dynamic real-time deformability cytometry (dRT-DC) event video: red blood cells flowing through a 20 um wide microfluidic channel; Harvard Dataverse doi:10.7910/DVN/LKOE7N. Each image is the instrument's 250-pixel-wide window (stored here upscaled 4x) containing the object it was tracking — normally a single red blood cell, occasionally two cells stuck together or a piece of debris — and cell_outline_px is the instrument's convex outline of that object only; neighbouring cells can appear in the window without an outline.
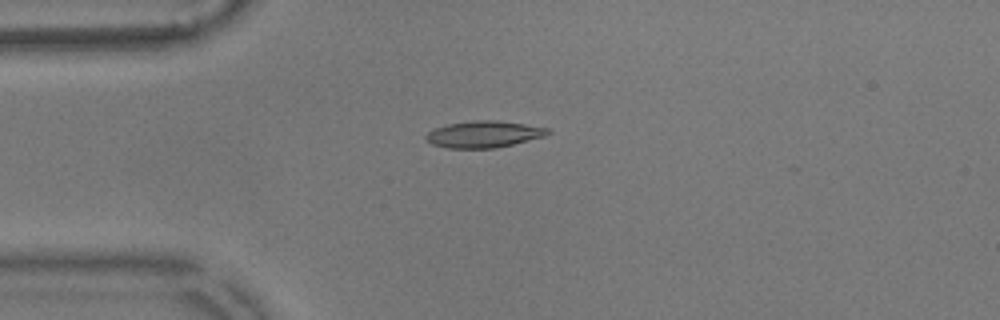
{"species": "common noctule bat (a hibernating species)", "species_latin": "Nyctalus noctula", "temperature_condition": "warm", "stored_images_in_passage": 37, "camera_frame_rate_fps": 3000, "um_per_image_px": 0.085, "animal": {"sex": "male", "body_mass_g": 17.9}, "frame": {"image": 1, "passage_image": 1, "time_ms": 0.0, "image_size_px": [1000, 320], "cell_outline_px": [[552, 132], [544, 136], [496, 148], [448, 148], [432, 144], [424, 136], [428, 132], [436, 128], [448, 124], [472, 120], [496, 120], [524, 124], [548, 128]], "centroid_in_image_um": [41.12, 11.4], "position_along_channel_um": 43.9, "area_um2": 18.73}}
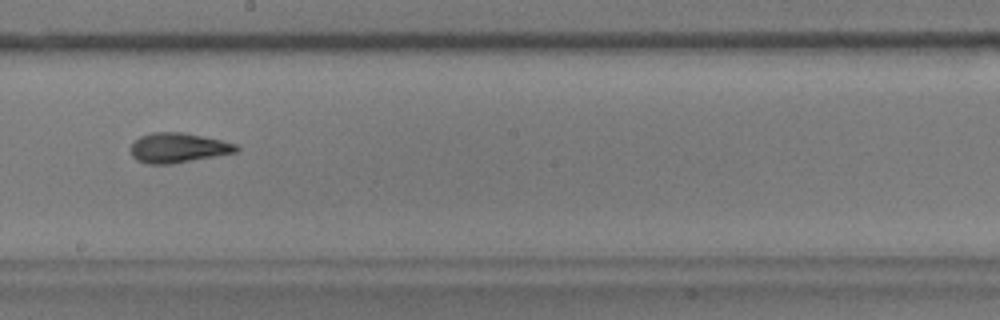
{"frame": {"image": 2, "passage_image": 18, "time_ms": 5.667, "image_size_px": [1000, 320], "cell_outline_px": [[240, 148], [236, 152], [172, 164], [148, 164], [136, 160], [132, 156], [128, 148], [140, 136], [152, 132], [184, 132], [220, 140], [236, 144]], "centroid_in_image_um": [15.09, 12.56], "position_along_channel_um": 233.1, "area_um2": 18.38}}
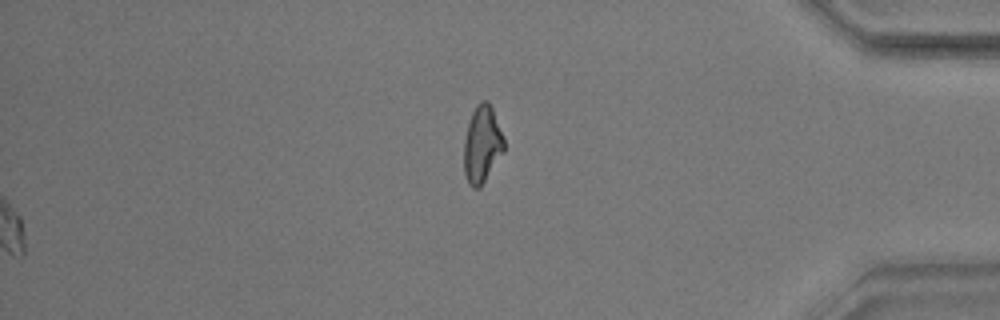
{"frame": {"image": 3, "passage_image": 34, "time_ms": 11.0, "image_size_px": [1000, 320], "cell_outline_px": [[504, 152], [480, 188], [472, 188], [468, 184], [464, 172], [464, 140], [468, 124], [472, 112], [476, 104], [480, 100], [488, 100], [492, 108], [504, 136]], "centroid_in_image_um": [40.98, 12.27], "position_along_channel_um": 394.2, "area_um2": 18.21}, "authors_computed_cell_mechanics": {"area_um2": 18.1492, "velocity_mm_per_s": 3.6103, "shape_relaxation_time_tau1_ms": 4.7291, "shape_relaxation_time_tau2_ms": 1.6574, "deformation_change_tau1": 0.1643, "deformation_change_tau2": 0.0882}}